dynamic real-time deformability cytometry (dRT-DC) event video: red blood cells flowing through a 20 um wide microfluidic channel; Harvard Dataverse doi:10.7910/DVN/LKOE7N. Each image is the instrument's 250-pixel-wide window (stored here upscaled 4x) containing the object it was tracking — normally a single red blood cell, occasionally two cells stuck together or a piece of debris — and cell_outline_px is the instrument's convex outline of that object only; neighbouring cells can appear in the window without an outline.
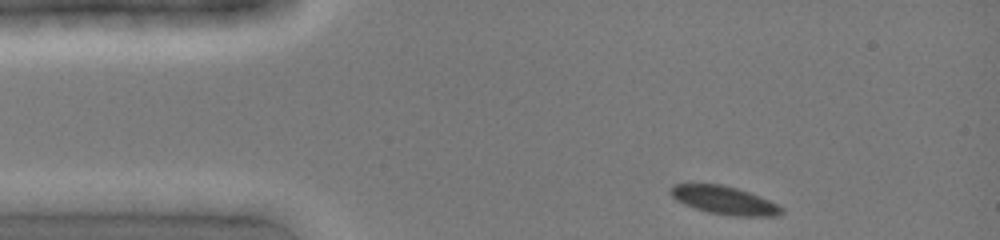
{"species": "common noctule bat (a hibernating species)", "species_latin": "Nyctalus noctula", "temperature_condition": "cold", "stored_images_in_passage": 2, "camera_frame_rate_fps": 3000, "um_per_image_px": 0.085, "animal": {"sex": "female", "body_mass_g": 19.0, "forearm_length_mm": 51.5}, "frame": {"image": 1, "passage_image": 1, "time_ms": 0.0, "image_size_px": [1000, 240], "cell_outline_px": [[784, 212], [776, 216], [732, 216], [708, 212], [684, 204], [676, 200], [668, 192], [668, 188], [672, 184], [720, 184], [736, 188], [748, 192], [768, 200], [784, 208]], "centroid_in_image_um": [61.53, 17.02], "position_along_channel_um": 23.5, "area_um2": 18.15}}